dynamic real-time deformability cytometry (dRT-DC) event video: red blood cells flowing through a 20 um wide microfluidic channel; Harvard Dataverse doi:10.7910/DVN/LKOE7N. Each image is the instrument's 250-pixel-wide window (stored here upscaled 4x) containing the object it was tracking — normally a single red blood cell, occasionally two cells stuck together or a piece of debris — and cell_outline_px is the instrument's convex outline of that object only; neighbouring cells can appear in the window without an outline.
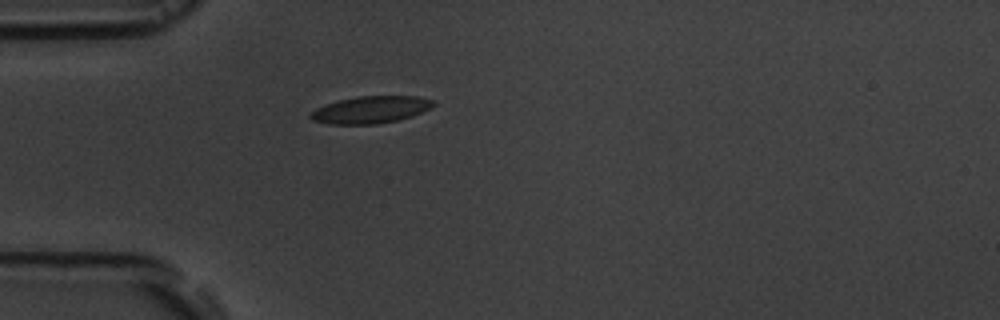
{"species": "common noctule bat (a hibernating species)", "species_latin": "Nyctalus noctula", "temperature_condition": "room temperature", "stored_images_in_passage": 1, "camera_frame_rate_fps": 3000, "um_per_image_px": 0.085, "animal": {"sex": "male", "body_mass_g": 19.5, "forearm_length_mm": 54.6}, "frame": {"image": 1, "passage_image": 1, "time_ms": 0.0, "image_size_px": [1000, 320], "cell_outline_px": [[436, 104], [432, 108], [412, 116], [396, 120], [376, 124], [328, 124], [312, 120], [308, 116], [316, 108], [340, 100], [356, 96], [420, 96], [436, 100]], "centroid_in_image_um": [31.56, 9.32], "position_along_channel_um": 53.4, "area_um2": 19.48}}